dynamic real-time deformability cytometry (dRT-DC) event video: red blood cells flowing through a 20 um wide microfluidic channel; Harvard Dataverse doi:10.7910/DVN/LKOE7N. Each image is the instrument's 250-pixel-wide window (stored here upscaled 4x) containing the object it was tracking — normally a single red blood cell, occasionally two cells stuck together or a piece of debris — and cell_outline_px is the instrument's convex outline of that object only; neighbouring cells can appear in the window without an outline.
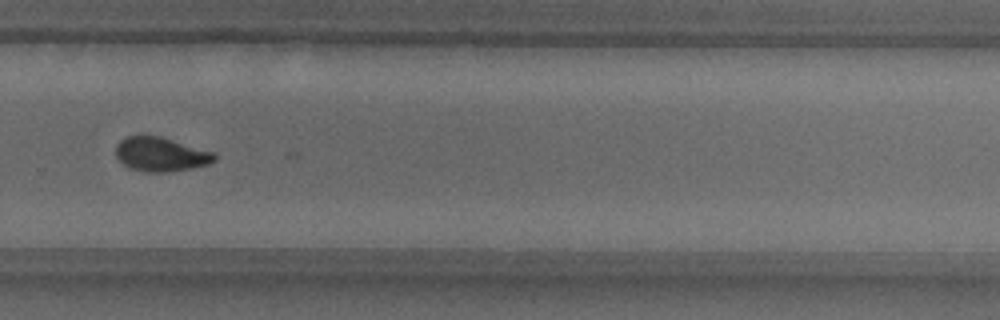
{"species": "common noctule bat (a hibernating species)", "species_latin": "Nyctalus noctula", "temperature_condition": "warm", "stored_images_in_passage": 52, "camera_frame_rate_fps": 3000, "um_per_image_px": 0.085, "animal": {"sex": "male", "body_mass_g": 18.8}, "frame": {"image": 1, "passage_image": 35, "time_ms": 11.333, "image_size_px": [1000, 320], "cell_outline_px": [[216, 160], [208, 164], [192, 168], [168, 172], [144, 172], [128, 168], [116, 156], [116, 144], [120, 140], [128, 136], [160, 136], [212, 152], [216, 156]], "centroid_in_image_um": [13.64, 13.13], "position_along_channel_um": 316.2, "area_um2": 19.48}}
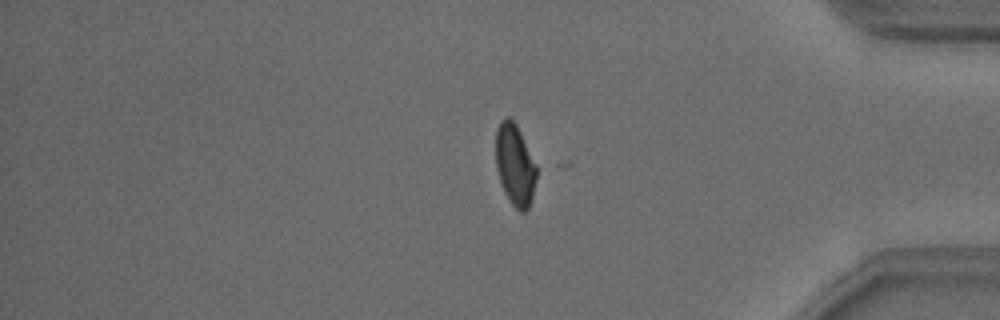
{"frame": {"image": 2, "passage_image": 43, "time_ms": 14.0, "image_size_px": [1000, 320], "cell_outline_px": [[536, 180], [532, 200], [528, 208], [524, 212], [520, 212], [512, 204], [504, 192], [500, 184], [496, 168], [496, 128], [500, 120], [504, 116], [508, 116], [516, 124], [536, 164]], "centroid_in_image_um": [43.76, 14.01], "position_along_channel_um": 391.4, "area_um2": 19.48}}
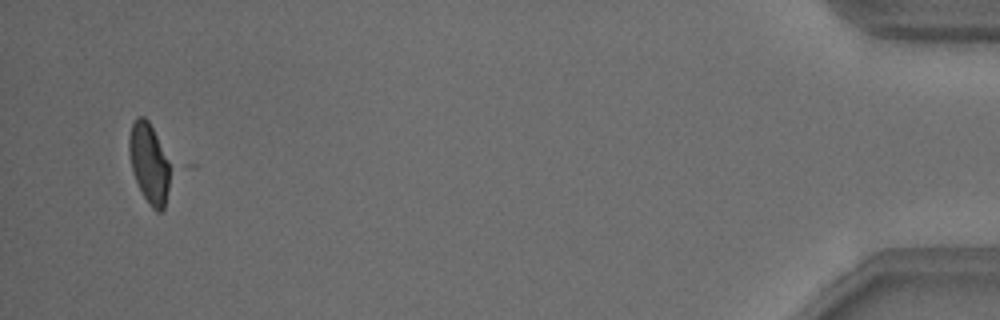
{"frame": {"image": 3, "passage_image": 50, "time_ms": 16.333, "image_size_px": [1000, 320], "cell_outline_px": [[176, 164], [164, 208], [160, 212], [156, 212], [152, 208], [144, 196], [136, 180], [132, 168], [128, 148], [128, 140], [132, 124], [136, 116], [144, 116], [148, 120]], "centroid_in_image_um": [12.79, 13.85], "position_along_channel_um": 422.4, "area_um2": 20.4}, "authors_computed_cell_mechanics": {"area_um2": 19.8254, "velocity_mm_per_s": 3.8428, "shape_relaxation_time_tau1_ms": 4.7452, "shape_relaxation_time_tau2_ms": 1.5043, "deformation_change_tau1": 0.1428, "deformation_change_tau2": 0.0633}}